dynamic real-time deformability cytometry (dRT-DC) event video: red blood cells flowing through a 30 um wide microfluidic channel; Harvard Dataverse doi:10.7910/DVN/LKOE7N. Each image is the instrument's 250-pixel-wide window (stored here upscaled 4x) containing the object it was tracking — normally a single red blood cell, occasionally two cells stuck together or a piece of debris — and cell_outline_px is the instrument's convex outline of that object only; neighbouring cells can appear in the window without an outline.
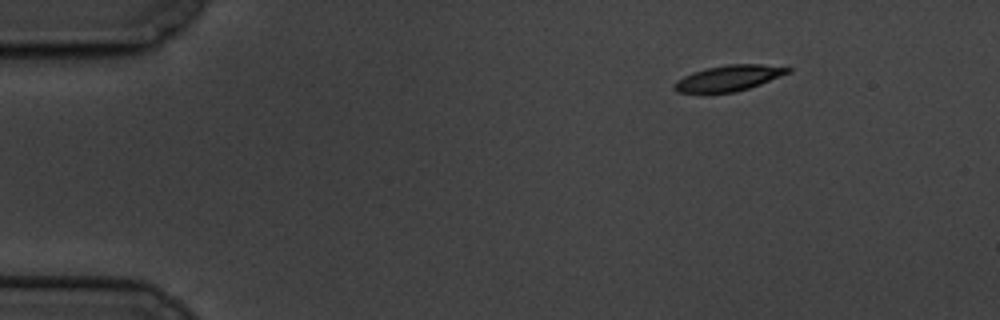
{"species": "common noctule bat (a hibernating species)", "species_latin": "Nyctalus noctula", "temperature_condition": "cold", "stored_images_in_passage": 5, "camera_frame_rate_fps": 3000, "um_per_image_px": 0.085, "animal": {"sex": "male", "body_mass_g": 19.5, "forearm_length_mm": 54.6}, "frame": {"image": 1, "passage_image": 1, "time_ms": 0.0, "image_size_px": [1000, 320], "cell_outline_px": [[792, 72], [760, 84], [736, 92], [676, 92], [672, 88], [672, 84], [676, 80], [692, 72], [704, 68], [728, 64], [760, 64], [792, 68]], "centroid_in_image_um": [61.92, 6.63], "position_along_channel_um": 23.1, "area_um2": 17.05}}
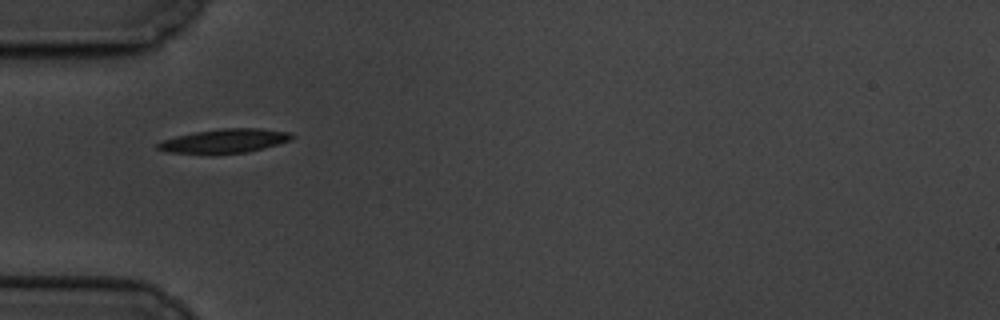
{"frame": {"image": 2, "passage_image": 4, "time_ms": 3.667, "image_size_px": [1000, 320], "cell_outline_px": [[296, 136], [288, 140], [264, 148], [248, 152], [168, 152], [156, 148], [156, 144], [160, 140], [176, 136], [196, 132], [224, 128], [260, 128], [288, 132]], "centroid_in_image_um": [19.08, 11.95], "position_along_channel_um": 65.9, "area_um2": 18.09}}
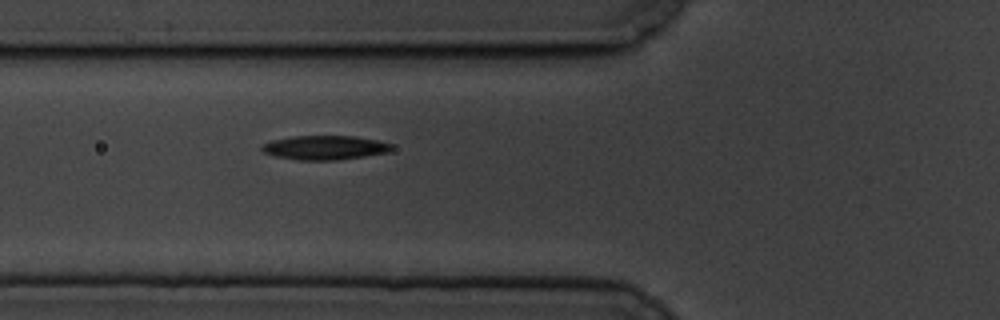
{"frame": {"image": 3, "passage_image": 5, "time_ms": 4.667, "image_size_px": [1000, 320], "cell_outline_px": [[392, 148], [388, 152], [364, 156], [336, 160], [300, 160], [276, 156], [264, 152], [260, 148], [260, 144], [272, 140], [292, 136], [356, 136], [376, 140], [392, 144]], "centroid_in_image_um": [27.57, 12.54], "position_along_channel_um": 98.2, "area_um2": 18.21}}